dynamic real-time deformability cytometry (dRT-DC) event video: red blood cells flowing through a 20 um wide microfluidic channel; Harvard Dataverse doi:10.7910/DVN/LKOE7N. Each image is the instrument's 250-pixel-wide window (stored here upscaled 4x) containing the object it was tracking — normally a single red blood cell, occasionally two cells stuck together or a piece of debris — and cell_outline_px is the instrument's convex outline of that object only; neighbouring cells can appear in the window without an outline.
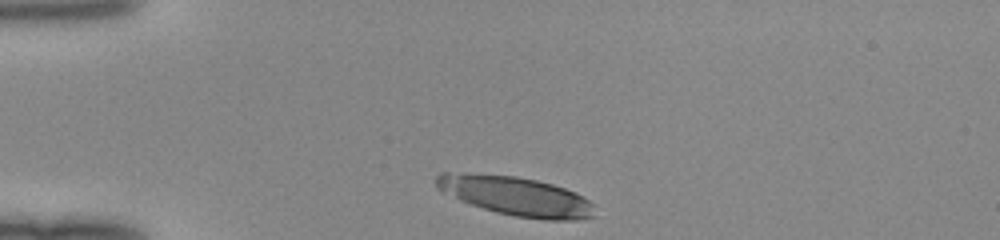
{"species": "human", "species_latin": "Homo sapiens", "temperature_condition": "room temperature", "stored_images_in_passage": 30, "camera_frame_rate_fps": 3000, "um_per_image_px": 0.085, "donor": {"sex": "female"}, "frame": {"image": 1, "passage_image": 1, "time_ms": 0.0, "image_size_px": [1000, 240], "cell_outline_px": [[596, 216], [580, 220], [548, 220], [516, 216], [496, 212], [460, 200], [436, 188], [436, 176], [440, 172], [448, 172], [516, 176], [536, 180], [552, 184], [576, 192], [584, 196], [596, 204]], "centroid_in_image_um": [43.94, 16.67], "position_along_channel_um": 41.1, "area_um2": 36.24}}
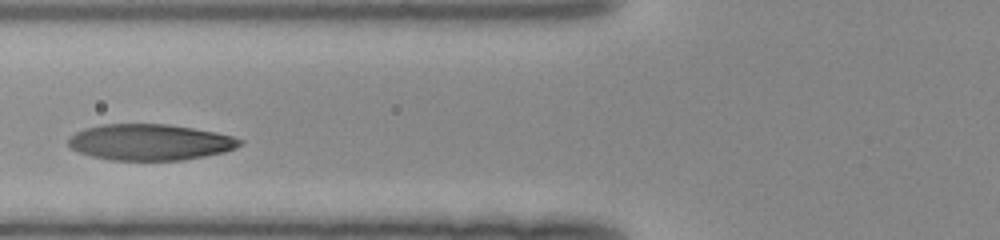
{"frame": {"image": 2, "passage_image": 9, "time_ms": 2.667, "image_size_px": [1000, 240], "cell_outline_px": [[244, 144], [236, 148], [224, 152], [204, 156], [180, 160], [112, 160], [92, 156], [80, 152], [72, 148], [68, 144], [68, 140], [76, 132], [84, 128], [100, 124], [168, 124], [216, 132], [232, 136], [244, 140]], "centroid_in_image_um": [12.78, 12.08], "position_along_channel_um": 113.0, "area_um2": 36.07}}